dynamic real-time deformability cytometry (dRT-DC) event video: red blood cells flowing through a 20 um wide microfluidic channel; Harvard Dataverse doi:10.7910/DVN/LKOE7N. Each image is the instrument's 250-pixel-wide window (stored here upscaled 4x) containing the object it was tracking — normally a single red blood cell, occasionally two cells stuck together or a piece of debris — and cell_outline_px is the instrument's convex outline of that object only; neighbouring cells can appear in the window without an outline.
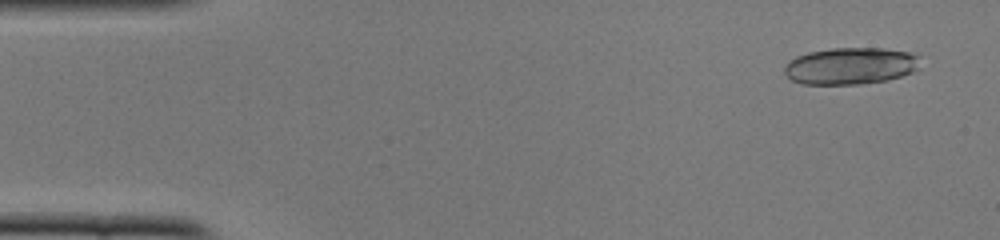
{"species": "common noctule bat (a hibernating species)", "species_latin": "Nyctalus noctula", "temperature_condition": "cold", "stored_images_in_passage": 16, "camera_frame_rate_fps": 3000, "um_per_image_px": 0.085, "animal": {"sex": "female", "body_mass_g": 22.0, "forearm_length_mm": 56.7}, "frame": {"image": 1, "passage_image": 3, "time_ms": 0.667, "image_size_px": [1000, 240], "cell_outline_px": [[920, 68], [912, 72], [888, 80], [860, 84], [800, 84], [792, 80], [784, 72], [784, 68], [788, 60], [796, 56], [808, 52], [832, 48], [884, 48], [912, 52], [920, 56]], "centroid_in_image_um": [72.32, 5.59], "position_along_channel_um": 12.7, "area_um2": 29.54}}